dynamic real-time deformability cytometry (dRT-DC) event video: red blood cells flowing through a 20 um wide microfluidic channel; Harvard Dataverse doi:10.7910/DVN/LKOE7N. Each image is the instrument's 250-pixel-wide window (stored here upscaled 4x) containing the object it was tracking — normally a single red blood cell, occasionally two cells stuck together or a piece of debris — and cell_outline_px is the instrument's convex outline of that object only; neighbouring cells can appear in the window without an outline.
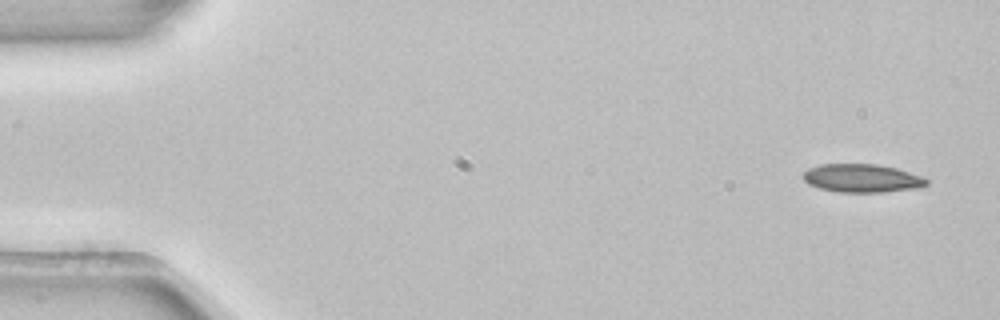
{"species": "common noctule bat (a hibernating species)", "species_latin": "Nyctalus noctula", "temperature_condition": "room temperature", "stored_images_in_passage": 4, "camera_frame_rate_fps": 3000, "um_per_image_px": 0.085, "animal": {"sex": "female", "body_mass_g": 22.7, "forearm_length_mm": 54.2}, "frame": {"image": 1, "passage_image": 1, "time_ms": 0.0, "image_size_px": [1000, 320], "cell_outline_px": [[928, 184], [916, 188], [884, 192], [840, 192], [820, 188], [808, 184], [804, 180], [804, 172], [808, 168], [820, 164], [880, 164], [896, 168], [920, 176], [928, 180]], "centroid_in_image_um": [73.25, 15.14], "position_along_channel_um": 11.7, "area_um2": 20.23}}
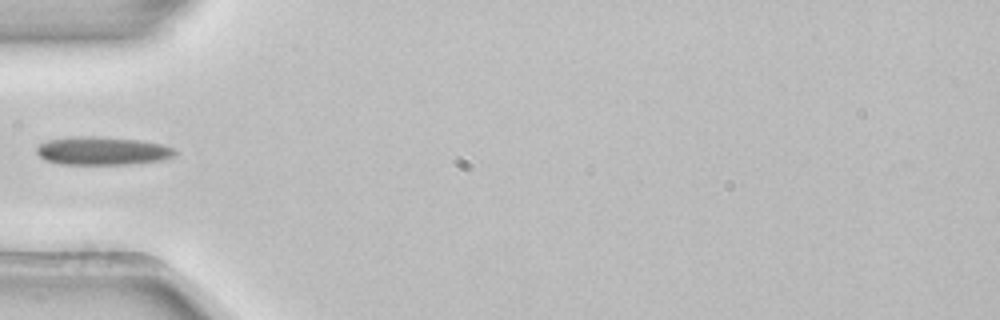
{"frame": {"image": 2, "passage_image": 4, "time_ms": 1.0, "image_size_px": [1000, 320], "cell_outline_px": [[176, 152], [172, 156], [164, 160], [128, 164], [60, 164], [44, 160], [36, 152], [36, 148], [40, 144], [48, 140], [76, 136], [96, 136], [140, 140], [160, 144], [172, 148]], "centroid_in_image_um": [8.67, 12.82], "position_along_channel_um": 76.3, "area_um2": 22.66}}